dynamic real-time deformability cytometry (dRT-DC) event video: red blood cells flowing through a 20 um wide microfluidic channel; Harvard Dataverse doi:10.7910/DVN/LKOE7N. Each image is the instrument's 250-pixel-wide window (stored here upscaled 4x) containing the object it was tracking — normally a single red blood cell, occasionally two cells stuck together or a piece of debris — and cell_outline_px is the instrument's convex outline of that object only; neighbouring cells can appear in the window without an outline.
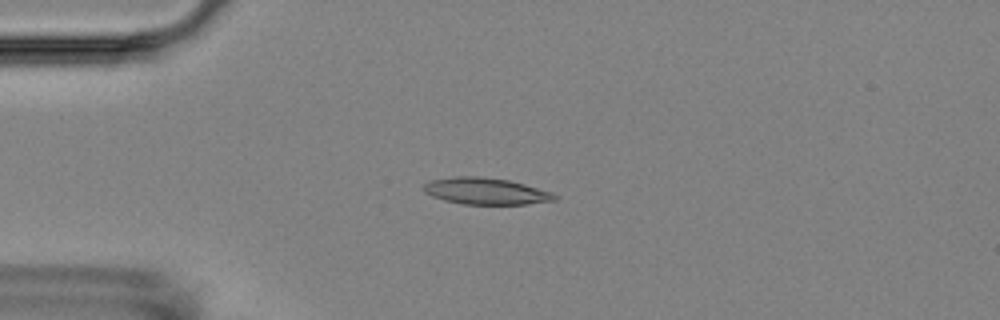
{"species": "Egyptian fruit bat (a non-hibernating species)", "species_latin": "Rousettus aegyptiacus", "temperature_condition": "room temperature", "stored_images_in_passage": 6, "camera_frame_rate_fps": 3000, "um_per_image_px": 0.085, "animal": {"sex": "female"}, "frame": {"image": 1, "passage_image": 4, "time_ms": 3.667, "image_size_px": [1000, 320], "cell_outline_px": [[560, 196], [556, 200], [528, 204], [464, 204], [444, 200], [432, 196], [424, 192], [424, 184], [432, 180], [452, 176], [480, 176], [508, 180], [524, 184], [552, 192]], "centroid_in_image_um": [41.32, 16.24], "position_along_channel_um": 43.7, "area_um2": 20.35}}